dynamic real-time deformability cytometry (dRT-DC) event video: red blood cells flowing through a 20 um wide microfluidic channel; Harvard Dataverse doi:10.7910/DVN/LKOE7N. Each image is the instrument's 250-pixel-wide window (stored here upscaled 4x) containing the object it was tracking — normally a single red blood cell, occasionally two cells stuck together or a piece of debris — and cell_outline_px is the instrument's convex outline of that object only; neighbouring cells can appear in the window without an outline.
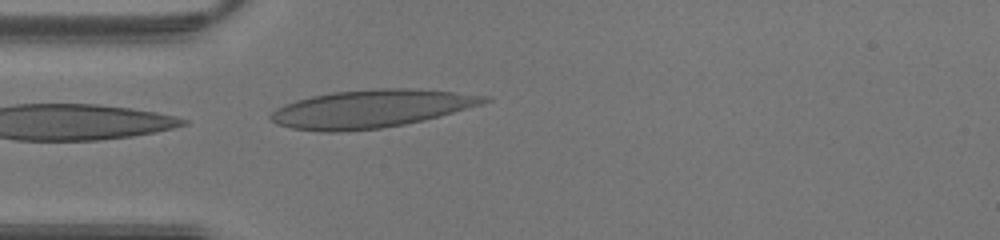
{"species": "human", "species_latin": "Homo sapiens", "temperature_condition": "warm", "stored_images_in_passage": 10, "camera_frame_rate_fps": 3000, "um_per_image_px": 0.085, "donor": {"sex": "male"}, "frame": {"image": 1, "passage_image": 10, "time_ms": 3.0, "image_size_px": [1000, 240], "cell_outline_px": [[492, 100], [480, 104], [440, 116], [424, 120], [404, 124], [380, 128], [348, 132], [320, 132], [292, 128], [276, 124], [268, 116], [276, 108], [296, 100], [312, 96], [332, 92], [380, 88], [408, 88], [452, 92], [492, 96]], "centroid_in_image_um": [31.52, 9.25], "position_along_channel_um": 53.5, "area_um2": 47.11}}